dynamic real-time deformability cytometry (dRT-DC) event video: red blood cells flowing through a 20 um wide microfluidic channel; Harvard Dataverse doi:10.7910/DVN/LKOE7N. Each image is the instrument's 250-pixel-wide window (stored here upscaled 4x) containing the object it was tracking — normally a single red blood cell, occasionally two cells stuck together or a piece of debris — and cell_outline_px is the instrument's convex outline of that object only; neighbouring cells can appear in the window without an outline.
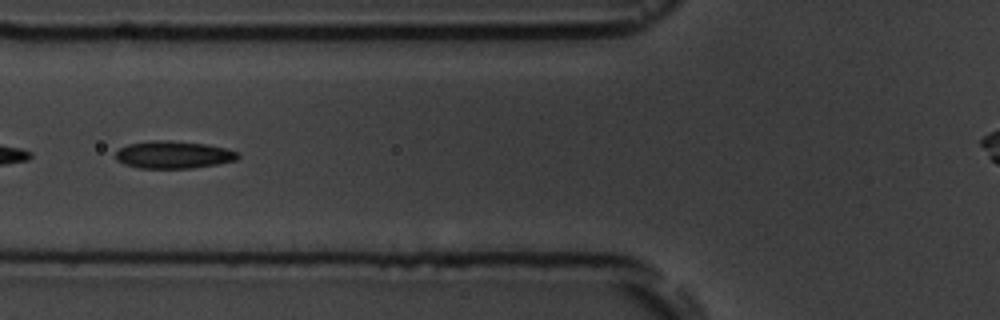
{"species": "common noctule bat (a hibernating species)", "species_latin": "Nyctalus noctula", "temperature_condition": "room temperature", "stored_images_in_passage": 7, "camera_frame_rate_fps": 3000, "um_per_image_px": 0.085, "animal": {"sex": "male", "body_mass_g": 19.5, "forearm_length_mm": 54.6}, "frame": {"image": 1, "passage_image": 7, "time_ms": 6.667, "image_size_px": [1000, 320], "cell_outline_px": [[240, 156], [236, 160], [216, 164], [192, 168], [140, 168], [124, 164], [116, 160], [116, 152], [120, 148], [128, 144], [152, 140], [168, 140], [208, 144], [240, 152]], "centroid_in_image_um": [14.75, 13.15], "position_along_channel_um": 111.1, "area_um2": 19.59}}